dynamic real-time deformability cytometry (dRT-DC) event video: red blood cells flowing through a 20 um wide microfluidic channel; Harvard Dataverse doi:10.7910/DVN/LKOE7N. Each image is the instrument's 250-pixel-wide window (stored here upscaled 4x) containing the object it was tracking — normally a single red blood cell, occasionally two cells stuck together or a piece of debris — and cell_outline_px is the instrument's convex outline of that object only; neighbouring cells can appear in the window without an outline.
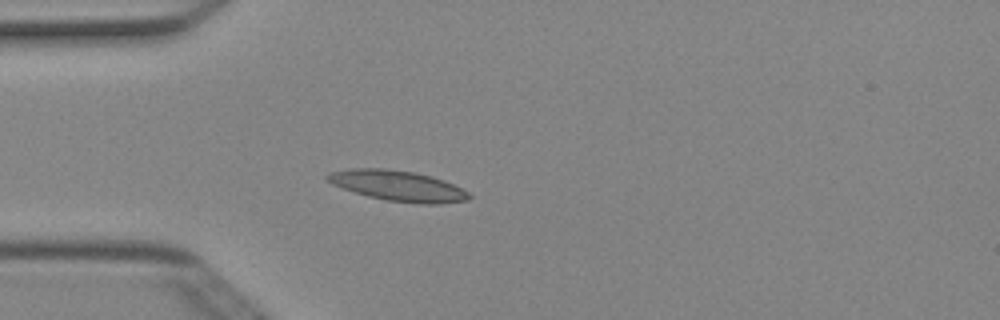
{"species": "Egyptian fruit bat (a non-hibernating species)", "species_latin": "Rousettus aegyptiacus", "temperature_condition": "cold", "stored_images_in_passage": 3, "camera_frame_rate_fps": 3000, "um_per_image_px": 0.085, "animal": {"sex": "female"}, "frame": {"image": 1, "passage_image": 3, "time_ms": 0.667, "image_size_px": [1000, 320], "cell_outline_px": [[472, 196], [468, 200], [440, 204], [420, 204], [384, 200], [368, 196], [332, 184], [324, 180], [324, 176], [328, 172], [348, 168], [384, 168], [416, 172], [432, 176], [444, 180], [468, 192]], "centroid_in_image_um": [33.79, 15.78], "position_along_channel_um": 51.2, "area_um2": 25.43}}